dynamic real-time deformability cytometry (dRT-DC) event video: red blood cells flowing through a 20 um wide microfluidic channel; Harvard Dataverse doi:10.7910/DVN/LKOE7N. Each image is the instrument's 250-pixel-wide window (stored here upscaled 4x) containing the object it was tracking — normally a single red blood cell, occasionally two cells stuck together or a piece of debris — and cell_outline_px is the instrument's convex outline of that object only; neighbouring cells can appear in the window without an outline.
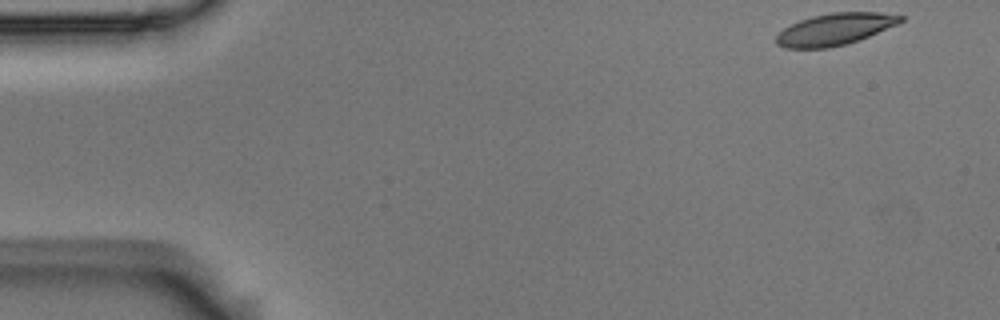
{"species": "Egyptian fruit bat (a non-hibernating species)", "species_latin": "Rousettus aegyptiacus", "temperature_condition": "room temperature", "stored_images_in_passage": 52, "camera_frame_rate_fps": 3000, "um_per_image_px": 0.085, "animal": {"sex": "male"}, "frame": {"image": 1, "passage_image": 1, "time_ms": 0.0, "image_size_px": [1000, 320], "cell_outline_px": [[904, 20], [896, 24], [868, 36], [844, 44], [828, 48], [784, 48], [776, 44], [776, 36], [784, 28], [800, 20], [812, 16], [832, 12], [880, 12], [904, 16]], "centroid_in_image_um": [70.94, 2.48], "position_along_channel_um": 14.1, "area_um2": 22.72}}
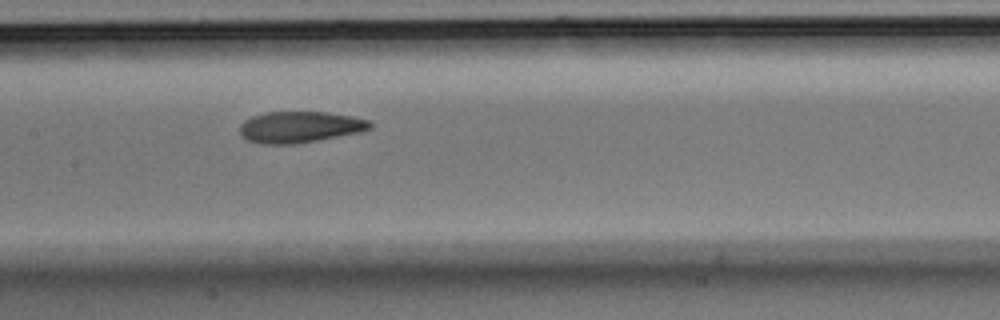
{"frame": {"image": 2, "passage_image": 24, "time_ms": 7.667, "image_size_px": [1000, 320], "cell_outline_px": [[372, 128], [360, 132], [296, 144], [260, 144], [248, 140], [240, 136], [240, 124], [244, 120], [252, 116], [268, 112], [328, 112], [352, 116], [368, 120], [372, 124]], "centroid_in_image_um": [25.47, 10.8], "position_along_channel_um": 181.9, "area_um2": 23.81}}
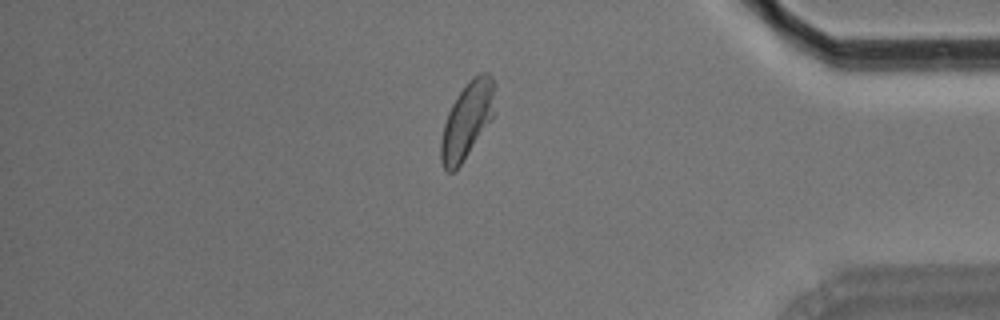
{"frame": {"image": 3, "passage_image": 44, "time_ms": 14.333, "image_size_px": [1000, 320], "cell_outline_px": [[496, 84], [492, 120], [460, 164], [452, 172], [448, 172], [444, 168], [440, 160], [440, 140], [444, 124], [448, 112], [452, 104], [468, 80], [472, 76], [480, 72], [488, 72], [492, 76]], "centroid_in_image_um": [39.71, 10.17], "position_along_channel_um": 395.5, "area_um2": 23.99}, "authors_computed_cell_mechanics": {"area_um2": 23.8714, "velocity_mm_per_s": 3.6477, "shape_relaxation_time_tau1_ms": 6.5763, "shape_relaxation_time_tau2_ms": 3.0937, "deformation_change_tau1": 0.1877, "deformation_change_tau2": 0.0924}}